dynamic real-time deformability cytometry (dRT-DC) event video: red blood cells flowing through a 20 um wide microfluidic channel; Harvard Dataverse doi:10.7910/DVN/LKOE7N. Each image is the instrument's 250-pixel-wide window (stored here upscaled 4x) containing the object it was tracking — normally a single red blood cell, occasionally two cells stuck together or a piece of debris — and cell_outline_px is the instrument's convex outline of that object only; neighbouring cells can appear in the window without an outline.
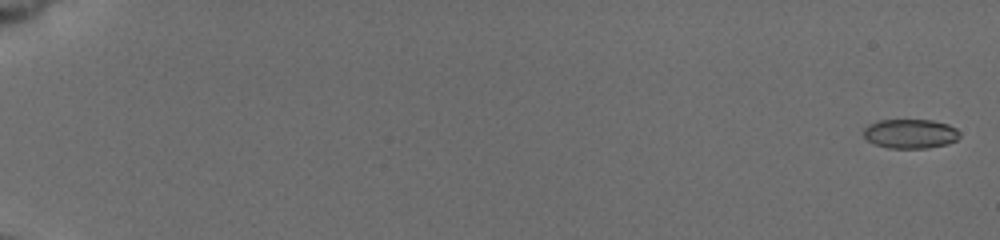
{"species": "common noctule bat (a hibernating species)", "species_latin": "Nyctalus noctula", "temperature_condition": "cold", "stored_images_in_passage": 57, "camera_frame_rate_fps": 3000, "um_per_image_px": 0.085, "animal": {"sex": "female", "body_mass_g": 19.5, "forearm_length_mm": 54.1}, "frame": {"image": 1, "passage_image": 2, "time_ms": 0.333, "image_size_px": [1000, 240], "cell_outline_px": [[960, 136], [956, 140], [948, 144], [928, 148], [888, 148], [876, 144], [868, 140], [864, 136], [864, 128], [868, 124], [876, 120], [932, 120], [948, 124], [956, 128], [960, 132]], "centroid_in_image_um": [77.39, 11.36], "position_along_channel_um": 7.6, "area_um2": 16.53}}
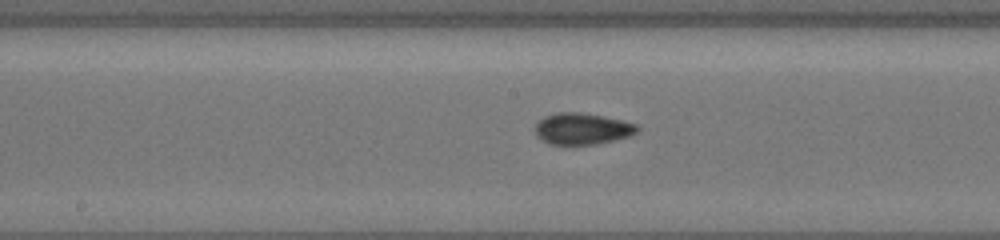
{"frame": {"image": 2, "passage_image": 33, "time_ms": 10.667, "image_size_px": [1000, 240], "cell_outline_px": [[640, 128], [636, 132], [628, 136], [596, 144], [548, 144], [536, 136], [536, 124], [544, 116], [560, 112], [576, 112], [600, 116], [620, 120], [636, 124]], "centroid_in_image_um": [49.45, 10.95], "position_along_channel_um": 198.7, "area_um2": 18.32}}
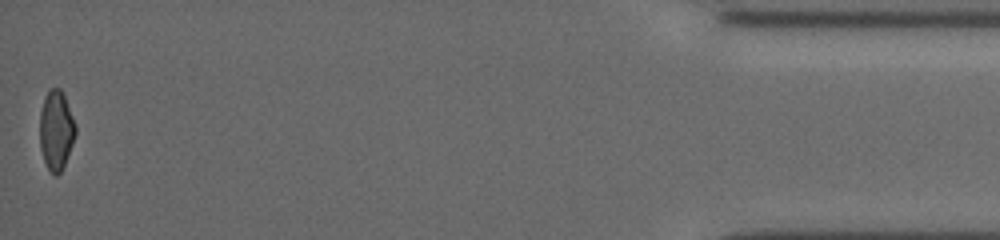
{"frame": {"image": 3, "passage_image": 57, "time_ms": 18.667, "image_size_px": [1000, 240], "cell_outline_px": [[76, 132], [72, 144], [64, 164], [60, 172], [56, 176], [48, 168], [44, 160], [40, 148], [40, 112], [44, 96], [48, 88], [60, 88], [64, 96], [76, 124]], "centroid_in_image_um": [4.76, 11.03], "position_along_channel_um": 430.4, "area_um2": 16.42}}